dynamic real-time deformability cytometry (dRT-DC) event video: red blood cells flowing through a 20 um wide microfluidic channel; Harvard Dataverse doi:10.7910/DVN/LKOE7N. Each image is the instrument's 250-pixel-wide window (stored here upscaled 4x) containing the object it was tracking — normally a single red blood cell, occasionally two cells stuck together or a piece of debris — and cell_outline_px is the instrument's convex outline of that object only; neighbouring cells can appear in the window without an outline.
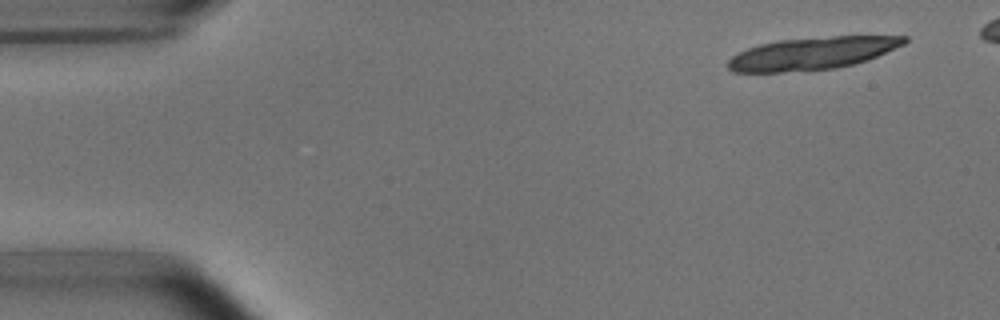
{"species": "common noctule bat (a hibernating species)", "species_latin": "Nyctalus noctula", "temperature_condition": "room temperature", "stored_images_in_passage": 6, "camera_frame_rate_fps": 3000, "um_per_image_px": 0.085, "animal": {"sex": "male", "body_mass_g": 15.6}, "frame": {"image": 1, "passage_image": 1, "time_ms": 0.0, "image_size_px": [1000, 320], "cell_outline_px": [[908, 40], [904, 44], [868, 60], [836, 68], [784, 72], [732, 72], [728, 68], [728, 60], [732, 56], [748, 48], [760, 44], [780, 40], [832, 36], [908, 36]], "centroid_in_image_um": [69.04, 4.54], "position_along_channel_um": 16.0, "area_um2": 33.12}}